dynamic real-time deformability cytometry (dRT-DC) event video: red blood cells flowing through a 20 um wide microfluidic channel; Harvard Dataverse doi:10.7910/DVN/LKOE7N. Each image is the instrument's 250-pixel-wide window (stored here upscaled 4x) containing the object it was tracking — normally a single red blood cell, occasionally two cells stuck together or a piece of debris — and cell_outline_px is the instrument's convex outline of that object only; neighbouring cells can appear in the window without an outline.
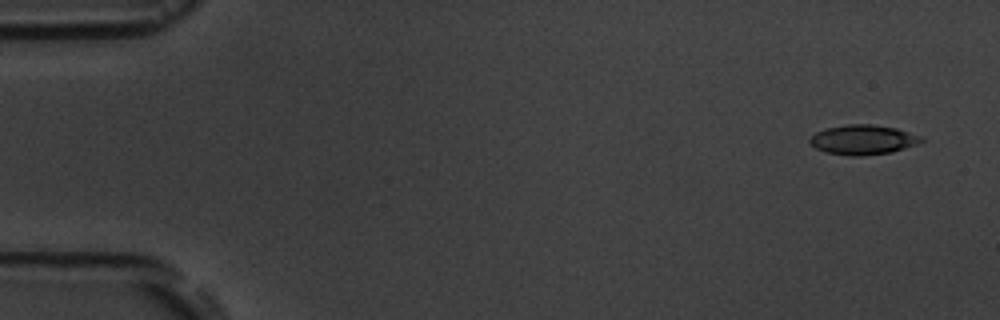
{"species": "common noctule bat (a hibernating species)", "species_latin": "Nyctalus noctula", "temperature_condition": "room temperature", "stored_images_in_passage": 5, "camera_frame_rate_fps": 3000, "um_per_image_px": 0.085, "animal": {"sex": "male", "body_mass_g": 19.5, "forearm_length_mm": 54.6}, "frame": {"image": 1, "passage_image": 1, "time_ms": 0.0, "image_size_px": [1000, 320], "cell_outline_px": [[924, 140], [916, 144], [892, 152], [860, 156], [852, 156], [824, 152], [816, 148], [808, 140], [816, 132], [824, 128], [844, 124], [872, 124], [896, 128], [924, 136]], "centroid_in_image_um": [73.36, 11.87], "position_along_channel_um": 11.6, "area_um2": 19.42}}
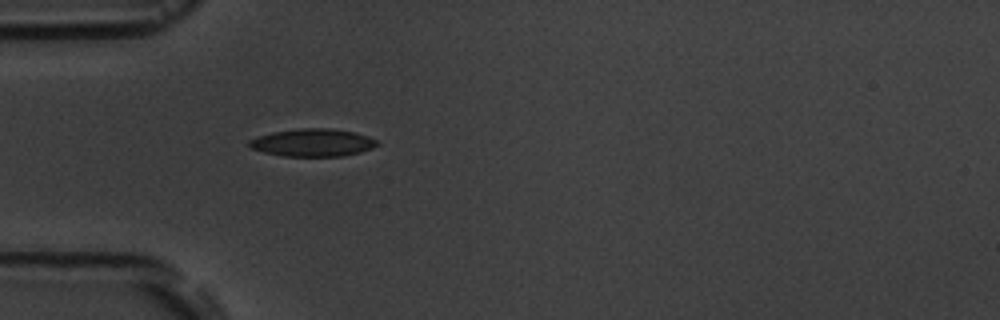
{"frame": {"image": 2, "passage_image": 5, "time_ms": 4.667, "image_size_px": [1000, 320], "cell_outline_px": [[380, 144], [372, 148], [360, 152], [344, 156], [284, 156], [264, 152], [252, 148], [248, 144], [248, 140], [272, 132], [300, 128], [332, 128], [356, 132], [368, 136], [376, 140]], "centroid_in_image_um": [26.62, 12.11], "position_along_channel_um": 58.4, "area_um2": 20.63}}